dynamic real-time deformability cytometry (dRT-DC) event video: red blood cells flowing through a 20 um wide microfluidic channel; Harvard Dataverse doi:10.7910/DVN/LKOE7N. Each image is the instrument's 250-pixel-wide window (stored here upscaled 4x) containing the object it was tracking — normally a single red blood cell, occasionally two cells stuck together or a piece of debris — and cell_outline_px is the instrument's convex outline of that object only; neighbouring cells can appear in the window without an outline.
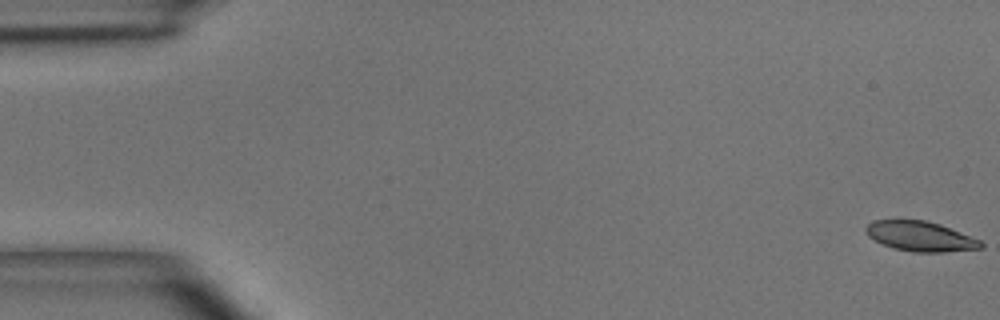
{"species": "common noctule bat (a hibernating species)", "species_latin": "Nyctalus noctula", "temperature_condition": "room temperature", "stored_images_in_passage": 5, "camera_frame_rate_fps": 3000, "um_per_image_px": 0.085, "animal": {"sex": "male", "body_mass_g": 15.6}, "frame": {"image": 1, "passage_image": 1, "time_ms": 0.0, "image_size_px": [1000, 320], "cell_outline_px": [[984, 248], [944, 252], [912, 252], [892, 248], [868, 236], [864, 228], [872, 220], [924, 220], [940, 224], [980, 240], [984, 244]], "centroid_in_image_um": [78.23, 20.09], "position_along_channel_um": 6.8, "area_um2": 20.0}}